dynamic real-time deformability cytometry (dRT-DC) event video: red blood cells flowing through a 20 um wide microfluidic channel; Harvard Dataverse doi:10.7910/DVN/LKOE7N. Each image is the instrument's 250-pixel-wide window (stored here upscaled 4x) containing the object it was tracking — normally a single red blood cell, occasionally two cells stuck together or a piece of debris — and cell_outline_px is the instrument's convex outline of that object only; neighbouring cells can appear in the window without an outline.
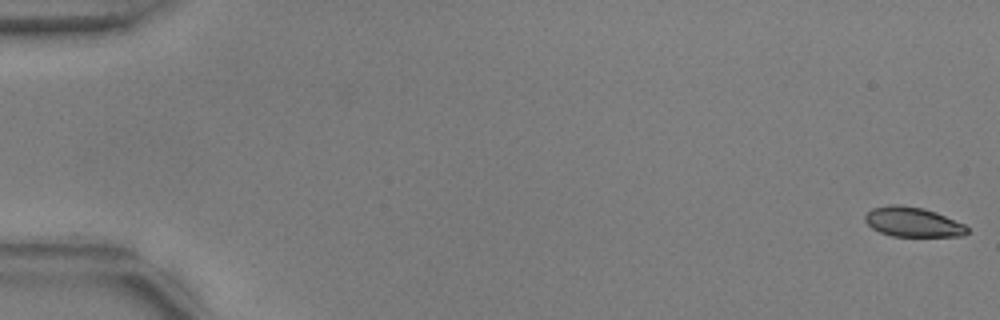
{"species": "common noctule bat (a hibernating species)", "species_latin": "Nyctalus noctula", "temperature_condition": "warm", "stored_images_in_passage": 55, "camera_frame_rate_fps": 3000, "um_per_image_px": 0.085, "animal": {"sex": "male", "body_mass_g": 17.9, "forearm_length_mm": 54.2}, "frame": {"image": 1, "passage_image": 1, "time_ms": 0.0, "image_size_px": [1000, 320], "cell_outline_px": [[968, 232], [964, 236], [892, 236], [880, 232], [872, 228], [864, 220], [864, 216], [872, 208], [888, 204], [896, 204], [924, 208], [936, 212], [964, 224], [968, 228]], "centroid_in_image_um": [77.58, 18.86], "position_along_channel_um": 7.4, "area_um2": 17.69}}
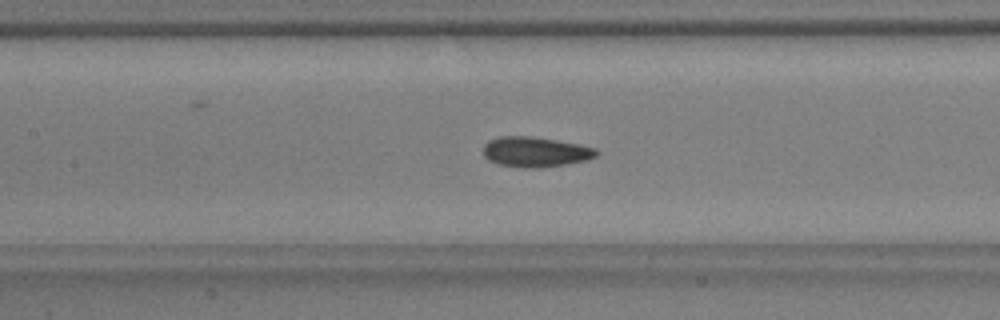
{"frame": {"image": 2, "passage_image": 26, "time_ms": 8.333, "image_size_px": [1000, 320], "cell_outline_px": [[600, 152], [596, 156], [588, 160], [568, 164], [540, 168], [520, 168], [500, 164], [488, 160], [484, 156], [484, 144], [488, 140], [500, 136], [532, 136], [580, 144], [596, 148]], "centroid_in_image_um": [45.53, 12.91], "position_along_channel_um": 161.9, "area_um2": 20.17}}
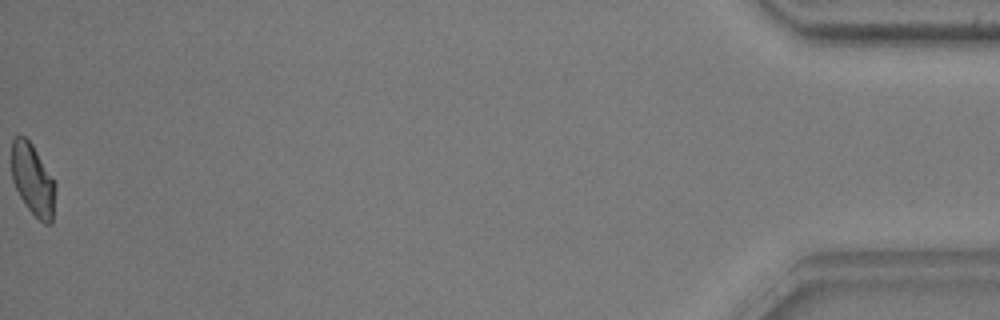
{"frame": {"image": 3, "passage_image": 55, "time_ms": 18.0, "image_size_px": [1000, 320], "cell_outline_px": [[56, 188], [52, 224], [44, 224], [28, 208], [20, 196], [12, 180], [12, 140], [16, 136], [24, 136], [32, 144], [56, 184]], "centroid_in_image_um": [2.8, 15.29], "position_along_channel_um": 432.4, "area_um2": 18.03}, "authors_computed_cell_mechanics": {"area_um2": 18.9584, "velocity_mm_per_s": 3.7635, "shape_relaxation_time_tau1_ms": 9.4952, "shape_relaxation_time_tau2_ms": 1.7559, "deformation_change_tau1": 0.1922, "deformation_change_tau2": 0.0585}}